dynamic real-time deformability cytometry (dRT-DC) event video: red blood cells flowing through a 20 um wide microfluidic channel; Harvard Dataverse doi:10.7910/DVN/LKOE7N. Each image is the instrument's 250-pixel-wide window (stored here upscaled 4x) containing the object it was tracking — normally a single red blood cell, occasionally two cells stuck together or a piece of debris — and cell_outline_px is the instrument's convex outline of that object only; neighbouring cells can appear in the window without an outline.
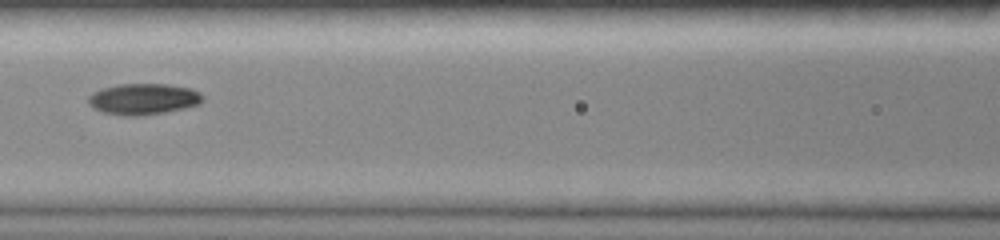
{"species": "common noctule bat (a hibernating species)", "species_latin": "Nyctalus noctula", "temperature_condition": "room temperature", "stored_images_in_passage": 14, "camera_frame_rate_fps": 3000, "um_per_image_px": 0.085, "animal": {"sex": "female", "body_mass_g": 19.0, "forearm_length_mm": 51.5}, "frame": {"image": 1, "passage_image": 7, "time_ms": 2.333, "image_size_px": [1000, 240], "cell_outline_px": [[200, 104], [184, 108], [144, 116], [124, 116], [104, 112], [88, 104], [88, 96], [92, 92], [100, 88], [120, 84], [168, 84], [192, 88], [200, 92]], "centroid_in_image_um": [12.16, 8.41], "position_along_channel_um": 154.4, "area_um2": 20.75}}
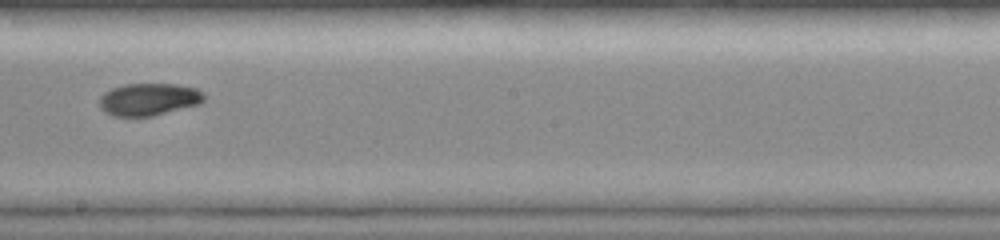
{"frame": {"image": 2, "passage_image": 12, "time_ms": 4.333, "image_size_px": [1000, 240], "cell_outline_px": [[204, 100], [200, 104], [152, 116], [112, 116], [104, 112], [100, 108], [100, 96], [104, 92], [112, 88], [124, 84], [176, 84], [196, 88], [204, 92]], "centroid_in_image_um": [12.64, 8.44], "position_along_channel_um": 235.6, "area_um2": 19.83}}